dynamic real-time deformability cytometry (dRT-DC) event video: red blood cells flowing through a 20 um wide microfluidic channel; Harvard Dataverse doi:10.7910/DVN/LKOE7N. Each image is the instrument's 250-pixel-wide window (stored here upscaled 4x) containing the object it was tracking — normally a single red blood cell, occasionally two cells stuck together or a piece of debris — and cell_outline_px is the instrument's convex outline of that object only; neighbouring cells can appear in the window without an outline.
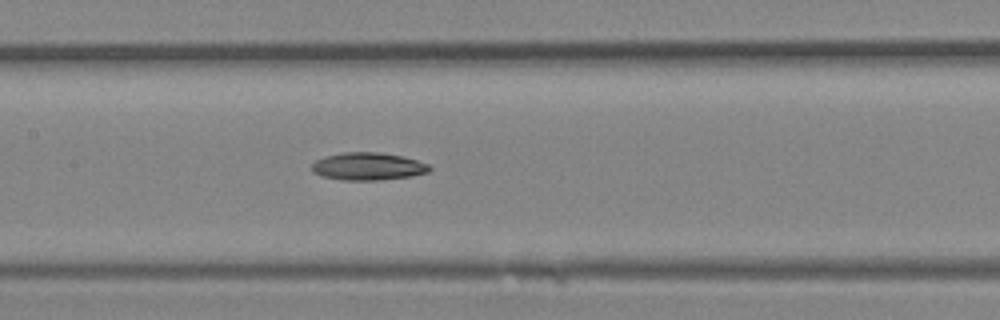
{"species": "Egyptian fruit bat (a non-hibernating species)", "species_latin": "Rousettus aegyptiacus", "temperature_condition": "room temperature", "stored_images_in_passage": 17, "camera_frame_rate_fps": 3000, "um_per_image_px": 0.085, "animal": {"sex": "female"}, "frame": {"image": 1, "passage_image": 15, "time_ms": 4.667, "image_size_px": [1000, 320], "cell_outline_px": [[432, 168], [428, 172], [412, 176], [380, 180], [340, 180], [320, 176], [312, 172], [312, 164], [316, 160], [324, 156], [344, 152], [380, 152], [400, 156], [416, 160], [428, 164]], "centroid_in_image_um": [31.25, 14.15], "position_along_channel_um": 176.2, "area_um2": 19.02}}
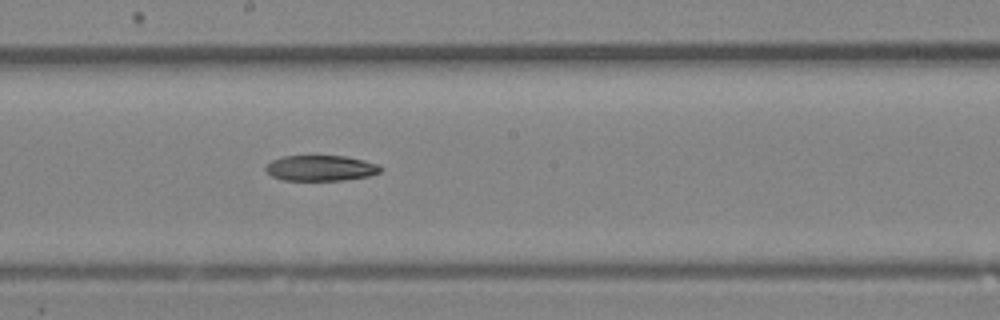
{"frame": {"image": 2, "passage_image": 17, "time_ms": 5.333, "image_size_px": [1000, 320], "cell_outline_px": [[384, 168], [380, 172], [368, 176], [344, 180], [284, 180], [272, 176], [264, 168], [272, 160], [284, 156], [348, 156], [380, 164]], "centroid_in_image_um": [27.32, 14.28], "position_along_channel_um": 220.9, "area_um2": 17.17}}